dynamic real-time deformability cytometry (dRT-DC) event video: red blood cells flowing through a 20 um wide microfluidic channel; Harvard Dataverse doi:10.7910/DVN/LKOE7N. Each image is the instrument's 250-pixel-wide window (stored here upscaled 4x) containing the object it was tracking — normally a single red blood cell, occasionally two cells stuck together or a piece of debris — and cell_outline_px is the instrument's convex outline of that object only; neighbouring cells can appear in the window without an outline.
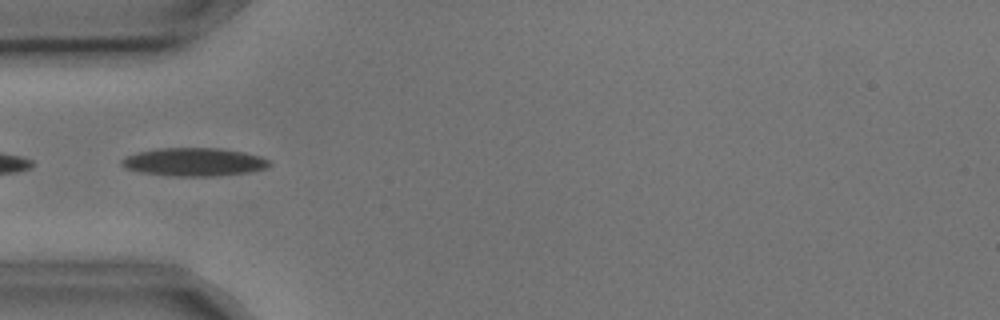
{"species": "common noctule bat (a hibernating species)", "species_latin": "Nyctalus noctula", "temperature_condition": "cold", "stored_images_in_passage": 7, "camera_frame_rate_fps": 3000, "um_per_image_px": 0.085, "animal": {"sex": "male", "body_mass_g": 17.9, "forearm_length_mm": 54.2}, "frame": {"image": 1, "passage_image": 5, "time_ms": 1.333, "image_size_px": [1000, 320], "cell_outline_px": [[272, 164], [268, 168], [248, 172], [212, 176], [176, 176], [140, 172], [124, 168], [120, 164], [120, 160], [124, 156], [140, 152], [160, 148], [220, 148], [244, 152], [260, 156], [272, 160]], "centroid_in_image_um": [16.52, 13.76], "position_along_channel_um": 68.5, "area_um2": 24.39}}
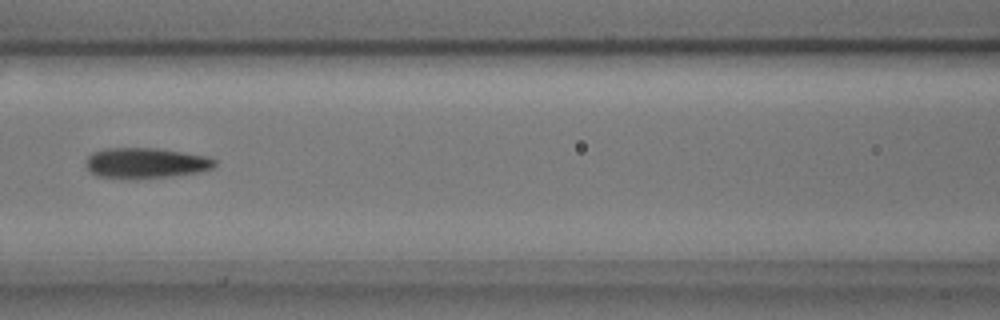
{"frame": {"image": 2, "passage_image": 7, "time_ms": 2.0, "image_size_px": [1000, 320], "cell_outline_px": [[216, 164], [212, 168], [196, 172], [172, 176], [136, 180], [96, 176], [84, 164], [88, 156], [92, 152], [108, 148], [156, 148], [208, 156], [216, 160]], "centroid_in_image_um": [12.36, 13.87], "position_along_channel_um": 154.2, "area_um2": 23.12}}